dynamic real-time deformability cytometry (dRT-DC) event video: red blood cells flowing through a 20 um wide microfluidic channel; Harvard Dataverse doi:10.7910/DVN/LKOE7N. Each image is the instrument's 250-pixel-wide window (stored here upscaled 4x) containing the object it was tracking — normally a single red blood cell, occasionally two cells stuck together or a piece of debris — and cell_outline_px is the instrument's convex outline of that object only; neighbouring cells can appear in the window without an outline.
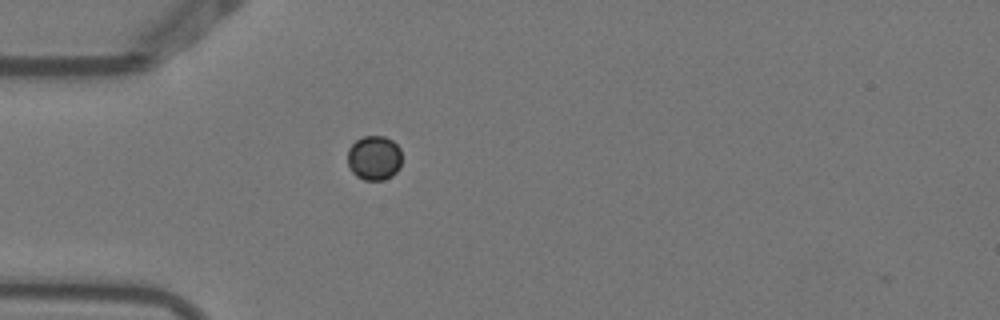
{"species": "Egyptian fruit bat (a non-hibernating species)", "species_latin": "Rousettus aegyptiacus", "temperature_condition": "warm", "stored_images_in_passage": 1, "camera_frame_rate_fps": 3000, "um_per_image_px": 0.085, "animal": {"sex": "female"}, "frame": {"image": 1, "passage_image": 1, "time_ms": 0.0, "image_size_px": [1000, 320], "cell_outline_px": [[400, 168], [392, 176], [384, 180], [364, 180], [356, 176], [348, 168], [348, 148], [356, 140], [364, 136], [384, 136], [392, 140], [400, 148]], "centroid_in_image_um": [31.79, 13.43], "position_along_channel_um": 53.2, "area_um2": 14.22}}